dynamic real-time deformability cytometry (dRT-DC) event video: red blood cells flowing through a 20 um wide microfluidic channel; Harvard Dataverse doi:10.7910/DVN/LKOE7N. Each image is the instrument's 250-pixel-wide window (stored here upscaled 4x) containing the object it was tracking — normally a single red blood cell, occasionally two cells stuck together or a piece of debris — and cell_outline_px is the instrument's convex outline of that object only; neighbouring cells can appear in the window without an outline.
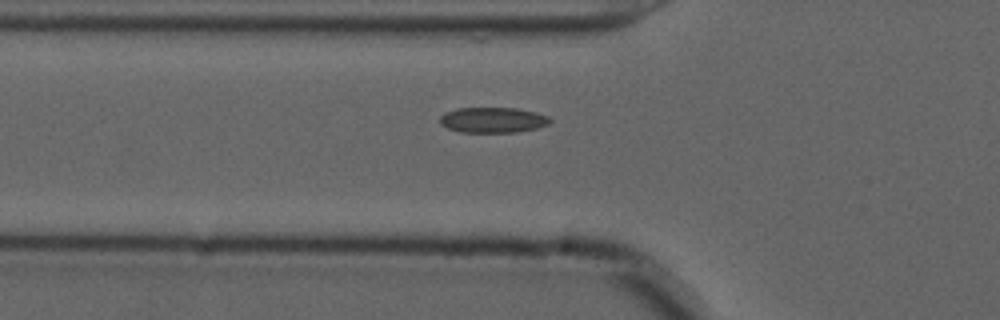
{"species": "common noctule bat (a hibernating species)", "species_latin": "Nyctalus noctula", "temperature_condition": "cold", "stored_images_in_passage": 35, "camera_frame_rate_fps": 3000, "um_per_image_px": 0.085, "animal": {"sex": "male", "forearm_length_mm": 52.5}, "frame": {"image": 1, "passage_image": 2, "time_ms": 0.333, "image_size_px": [1000, 320], "cell_outline_px": [[552, 120], [548, 124], [536, 128], [516, 132], [460, 132], [448, 128], [440, 124], [440, 116], [444, 112], [456, 108], [516, 108], [536, 112], [548, 116]], "centroid_in_image_um": [41.87, 10.19], "position_along_channel_um": 83.9, "area_um2": 16.36}}
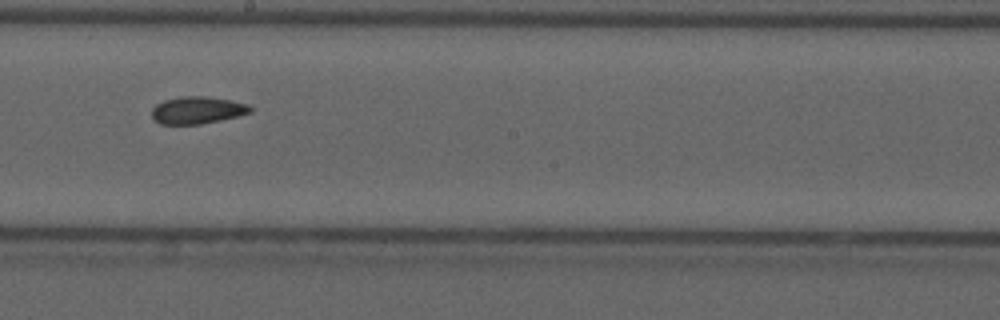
{"frame": {"image": 2, "passage_image": 14, "time_ms": 4.333, "image_size_px": [1000, 320], "cell_outline_px": [[252, 112], [220, 120], [200, 124], [160, 124], [152, 120], [152, 108], [156, 104], [164, 100], [180, 96], [204, 96], [228, 100], [248, 104], [252, 108]], "centroid_in_image_um": [16.72, 9.36], "position_along_channel_um": 231.5, "area_um2": 15.61}}
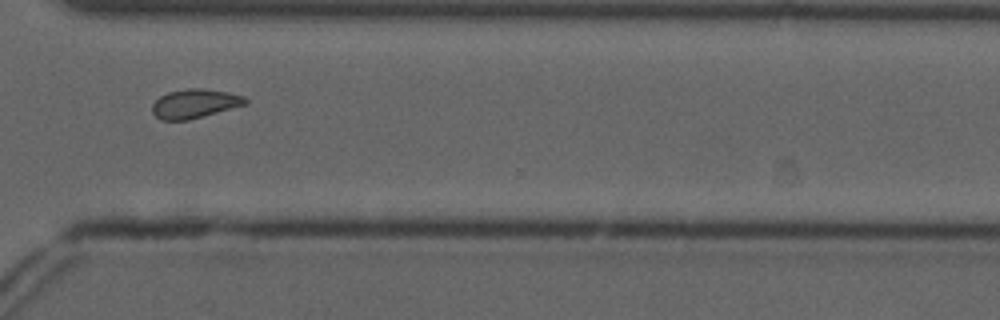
{"frame": {"image": 3, "passage_image": 24, "time_ms": 7.667, "image_size_px": [1000, 320], "cell_outline_px": [[248, 104], [188, 120], [160, 120], [152, 112], [152, 104], [160, 96], [168, 92], [188, 88], [200, 88], [228, 92], [244, 96], [248, 100]], "centroid_in_image_um": [16.56, 8.8], "position_along_channel_um": 354.0, "area_um2": 15.78}}